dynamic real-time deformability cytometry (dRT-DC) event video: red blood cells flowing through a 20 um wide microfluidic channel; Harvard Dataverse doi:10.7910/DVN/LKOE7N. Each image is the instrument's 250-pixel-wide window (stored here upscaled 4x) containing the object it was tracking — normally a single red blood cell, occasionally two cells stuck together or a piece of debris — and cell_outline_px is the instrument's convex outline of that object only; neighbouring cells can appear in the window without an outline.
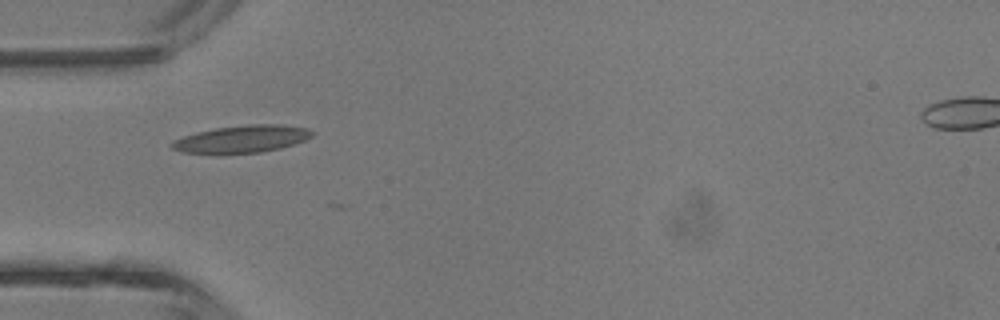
{"species": "common noctule bat (a hibernating species)", "species_latin": "Nyctalus noctula", "temperature_condition": "room temperature", "stored_images_in_passage": 18, "camera_frame_rate_fps": 3000, "um_per_image_px": 0.085, "animal": {"sex": "male", "body_mass_g": 13.3}, "frame": {"image": 1, "passage_image": 2, "time_ms": 0.333, "image_size_px": [1000, 320], "cell_outline_px": [[316, 132], [312, 136], [304, 140], [280, 148], [260, 152], [220, 156], [216, 156], [180, 152], [172, 148], [168, 144], [172, 140], [196, 132], [216, 128], [248, 124], [284, 124], [308, 128]], "centroid_in_image_um": [20.48, 11.85], "position_along_channel_um": 64.5, "area_um2": 23.24}}
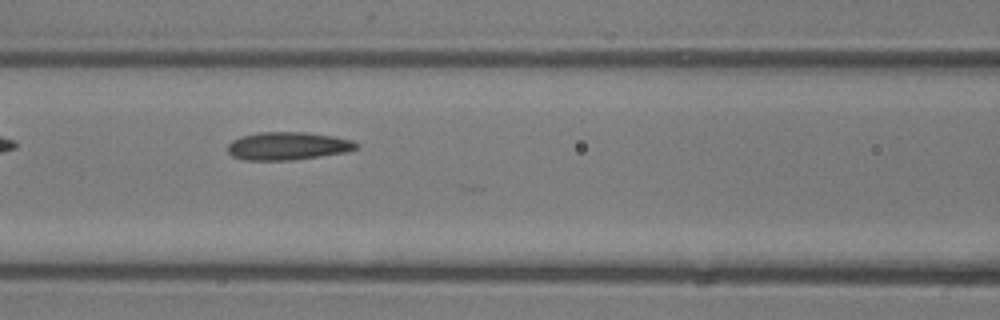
{"frame": {"image": 2, "passage_image": 7, "time_ms": 2.0, "image_size_px": [1000, 320], "cell_outline_px": [[360, 148], [348, 152], [292, 160], [244, 160], [232, 156], [228, 152], [228, 144], [232, 140], [240, 136], [260, 132], [308, 132], [332, 136], [352, 140], [360, 144]], "centroid_in_image_um": [24.49, 12.41], "position_along_channel_um": 142.1, "area_um2": 21.15}}
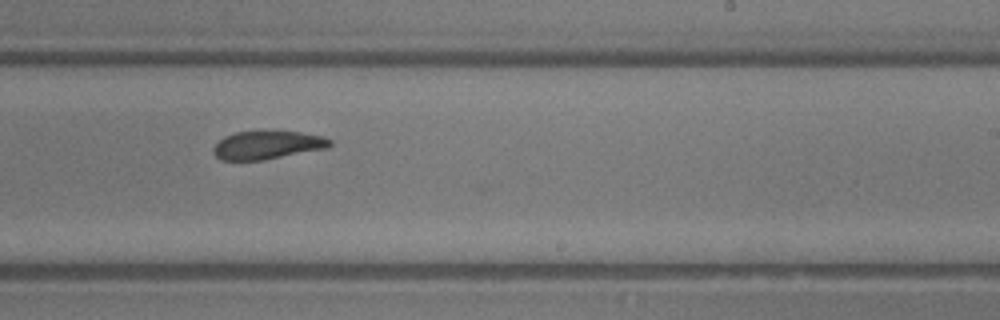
{"frame": {"image": 3, "passage_image": 15, "time_ms": 4.667, "image_size_px": [1000, 320], "cell_outline_px": [[332, 144], [328, 148], [260, 160], [220, 160], [212, 152], [212, 148], [224, 136], [236, 132], [300, 132], [324, 136], [332, 140]], "centroid_in_image_um": [22.73, 12.33], "position_along_channel_um": 266.3, "area_um2": 18.96}}